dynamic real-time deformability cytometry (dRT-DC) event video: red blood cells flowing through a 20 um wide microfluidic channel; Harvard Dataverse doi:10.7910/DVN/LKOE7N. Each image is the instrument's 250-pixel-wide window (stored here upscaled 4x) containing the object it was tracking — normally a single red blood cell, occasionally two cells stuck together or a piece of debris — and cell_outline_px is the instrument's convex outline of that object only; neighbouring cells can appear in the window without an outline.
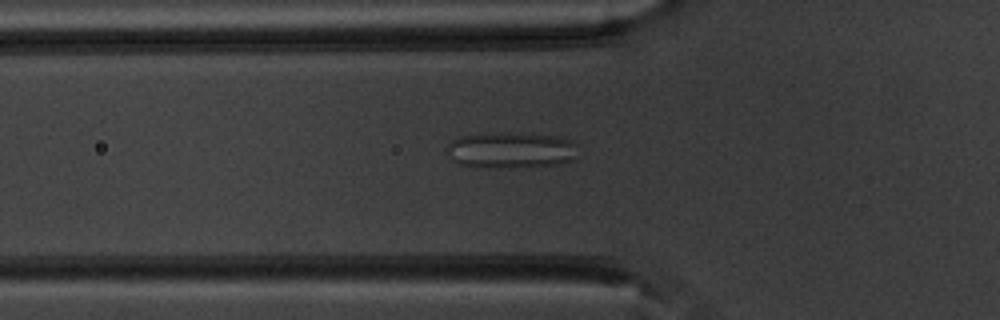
{"species": "common noctule bat (a hibernating species)", "species_latin": "Nyctalus noctula", "temperature_condition": "warm", "stored_images_in_passage": 52, "camera_frame_rate_fps": 3000, "um_per_image_px": 0.085, "animal": {"sex": "male", "body_mass_g": 20.1, "forearm_length_mm": 53.5}, "frame": {"image": 1, "passage_image": 18, "time_ms": 5.667, "image_size_px": [1000, 320], "cell_outline_px": [[576, 144], [572, 160], [556, 164], [524, 168], [484, 168], [460, 164], [448, 160], [448, 144], [452, 140], [460, 136], [500, 132], [532, 132], [560, 136], [576, 140]], "centroid_in_image_um": [43.43, 12.75], "position_along_channel_um": 82.4, "area_um2": 28.5}}
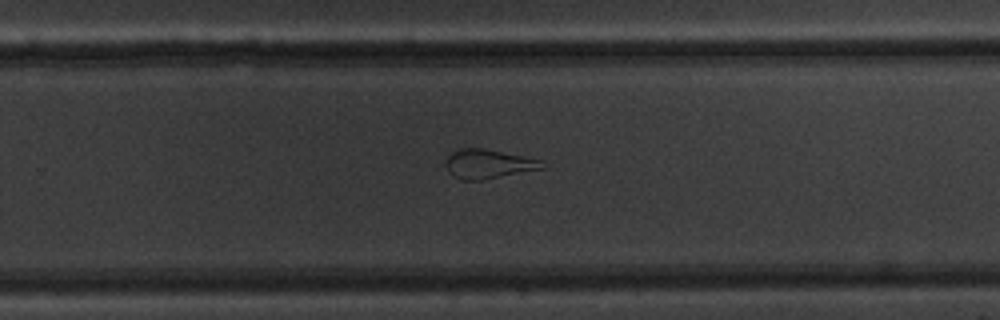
{"frame": {"image": 2, "passage_image": 34, "time_ms": 11.0, "image_size_px": [1000, 320], "cell_outline_px": [[544, 168], [480, 180], [464, 180], [448, 172], [448, 156], [452, 152], [460, 148], [484, 148], [544, 160]], "centroid_in_image_um": [41.56, 13.92], "position_along_channel_um": 288.2, "area_um2": 16.07}}
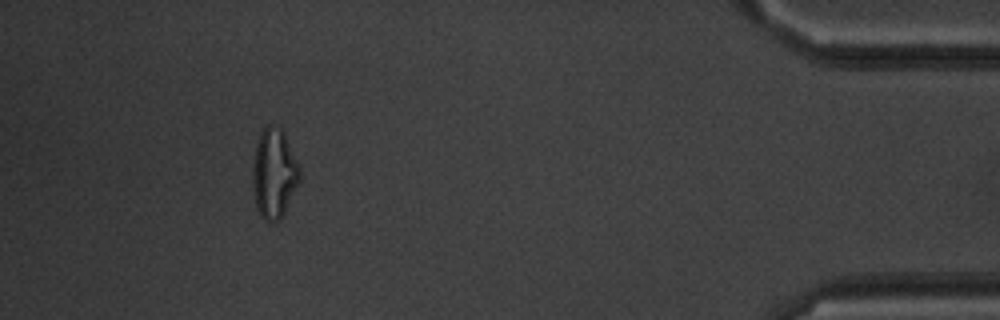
{"frame": {"image": 3, "passage_image": 48, "time_ms": 15.667, "image_size_px": [1000, 320], "cell_outline_px": [[300, 180], [280, 220], [264, 220], [260, 216], [256, 204], [252, 188], [252, 164], [256, 144], [260, 132], [268, 124], [272, 124], [280, 128], [284, 132], [300, 168]], "centroid_in_image_um": [23.27, 14.71], "position_along_channel_um": 411.9, "area_um2": 24.57}, "authors_computed_cell_mechanics": {"area_um2": 24.2471, "velocity_mm_per_s": 3.8395, "shape_relaxation_time_tau1_ms": null, "shape_relaxation_time_tau2_ms": 1.2747, "deformation_change_tau1": null, "deformation_change_tau2": 0.127}}